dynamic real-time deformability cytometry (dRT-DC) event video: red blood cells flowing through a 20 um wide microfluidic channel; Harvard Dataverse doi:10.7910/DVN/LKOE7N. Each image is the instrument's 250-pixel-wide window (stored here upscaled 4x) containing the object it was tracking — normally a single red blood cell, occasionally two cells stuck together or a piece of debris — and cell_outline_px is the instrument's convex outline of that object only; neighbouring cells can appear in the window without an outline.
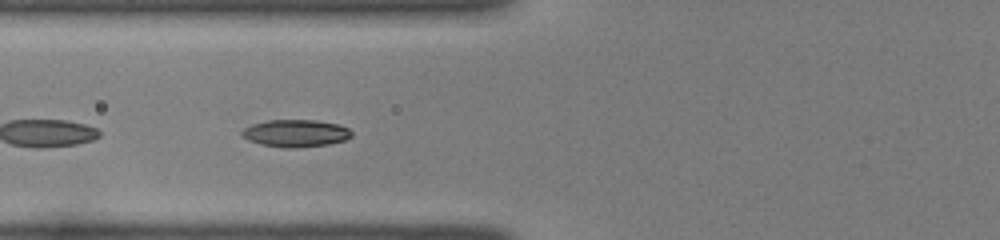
{"species": "common noctule bat (a hibernating species)", "species_latin": "Nyctalus noctula", "temperature_condition": "room temperature", "stored_images_in_passage": 35, "camera_frame_rate_fps": 3000, "um_per_image_px": 0.085, "animal": {"sex": "female", "body_mass_g": 22.0, "forearm_length_mm": 56.7}, "frame": {"image": 1, "passage_image": 6, "time_ms": 1.667, "image_size_px": [1000, 240], "cell_outline_px": [[352, 136], [344, 140], [328, 144], [296, 148], [284, 148], [260, 144], [248, 140], [240, 136], [240, 132], [244, 128], [252, 124], [268, 120], [316, 120], [336, 124], [348, 128], [352, 132]], "centroid_in_image_um": [25.09, 11.33], "position_along_channel_um": 100.7, "area_um2": 17.51}}
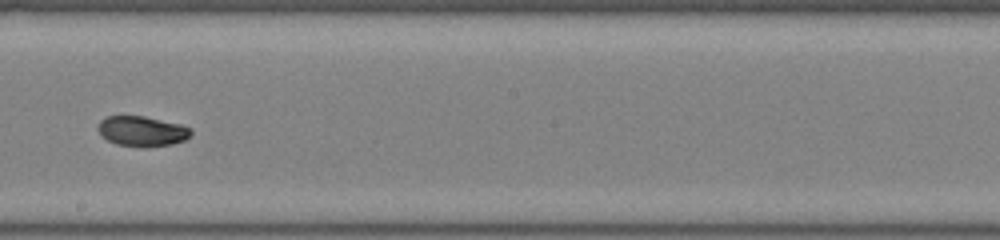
{"frame": {"image": 2, "passage_image": 16, "time_ms": 5.0, "image_size_px": [1000, 240], "cell_outline_px": [[192, 132], [184, 140], [172, 144], [140, 148], [116, 144], [100, 136], [96, 128], [100, 120], [108, 116], [144, 116], [180, 124], [192, 128]], "centroid_in_image_um": [12.03, 11.16], "position_along_channel_um": 236.2, "area_um2": 16.53}}
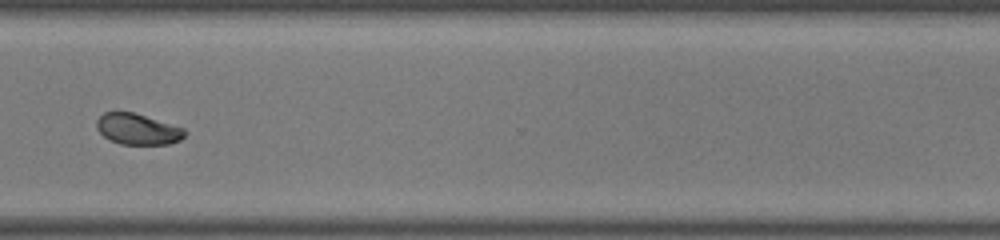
{"frame": {"image": 3, "passage_image": 25, "time_ms": 8.0, "image_size_px": [1000, 240], "cell_outline_px": [[188, 132], [180, 140], [168, 144], [120, 144], [108, 140], [96, 128], [96, 120], [104, 112], [132, 112], [184, 128]], "centroid_in_image_um": [11.68, 10.98], "position_along_channel_um": 358.9, "area_um2": 15.84}, "authors_computed_cell_mechanics": {"area_um2": 16.9354, "velocity_mm_per_s": 4.0776, "shape_relaxation_time_tau1_ms": 2.262, "shape_relaxation_time_tau2_ms": 2.8637, "deformation_change_tau1": 0.0925, "deformation_change_tau2": 0.0567}}